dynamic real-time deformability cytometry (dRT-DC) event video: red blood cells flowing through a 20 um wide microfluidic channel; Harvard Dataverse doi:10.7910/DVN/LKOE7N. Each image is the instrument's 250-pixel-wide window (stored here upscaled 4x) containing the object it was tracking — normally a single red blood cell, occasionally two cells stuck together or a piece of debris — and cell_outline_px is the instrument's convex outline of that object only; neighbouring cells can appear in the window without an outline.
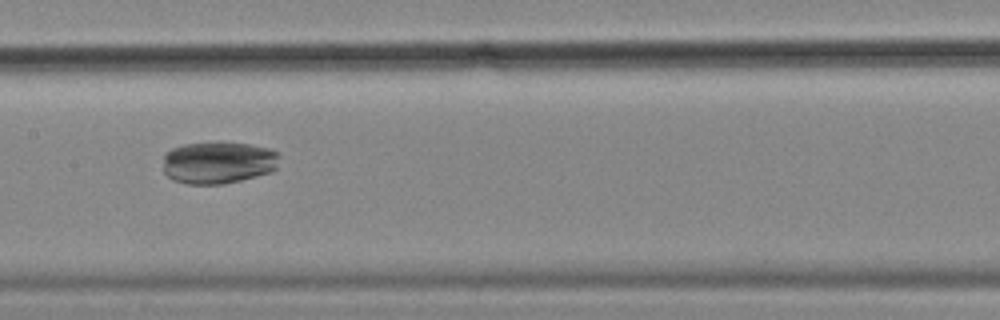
{"species": "common noctule bat (a hibernating species)", "species_latin": "Nyctalus noctula", "temperature_condition": "cold", "stored_images_in_passage": 9, "camera_frame_rate_fps": 3000, "um_per_image_px": 0.085, "animal": {"sex": "female", "body_mass_g": 18.4}, "frame": {"image": 1, "passage_image": 9, "time_ms": 2.667, "image_size_px": [1000, 320], "cell_outline_px": [[280, 156], [276, 168], [272, 172], [224, 184], [184, 184], [172, 180], [164, 172], [164, 152], [172, 148], [184, 144], [248, 144], [268, 148], [280, 152]], "centroid_in_image_um": [18.55, 13.85], "position_along_channel_um": 188.8, "area_um2": 28.44}}